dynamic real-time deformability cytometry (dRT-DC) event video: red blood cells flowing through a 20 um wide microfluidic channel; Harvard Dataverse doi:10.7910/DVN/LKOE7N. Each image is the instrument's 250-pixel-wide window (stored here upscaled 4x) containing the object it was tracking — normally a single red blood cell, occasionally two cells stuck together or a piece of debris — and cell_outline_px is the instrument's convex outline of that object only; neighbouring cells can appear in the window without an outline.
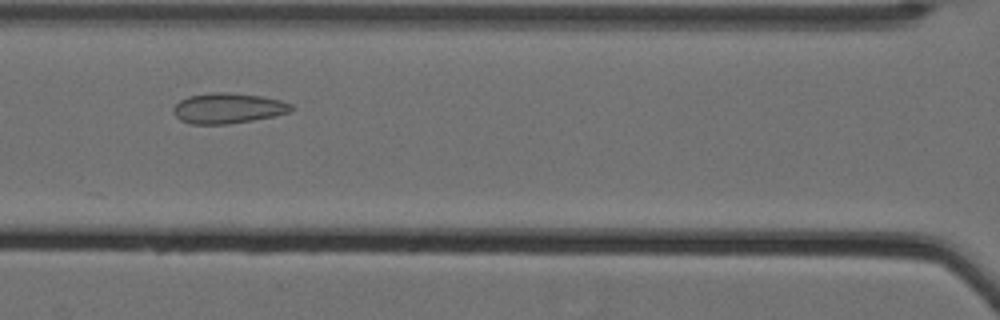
{"species": "Egyptian fruit bat (a non-hibernating species)", "species_latin": "Rousettus aegyptiacus", "temperature_condition": "cold", "stored_images_in_passage": 30, "camera_frame_rate_fps": 3000, "um_per_image_px": 0.085, "animal": {"sex": "female"}, "frame": {"image": 1, "passage_image": 19, "time_ms": 6.0, "image_size_px": [1000, 320], "cell_outline_px": [[296, 108], [292, 112], [276, 116], [228, 124], [192, 124], [180, 120], [176, 116], [172, 108], [180, 100], [188, 96], [212, 92], [228, 92], [264, 96], [280, 100], [292, 104]], "centroid_in_image_um": [19.43, 9.19], "position_along_channel_um": 147.2, "area_um2": 21.15}}
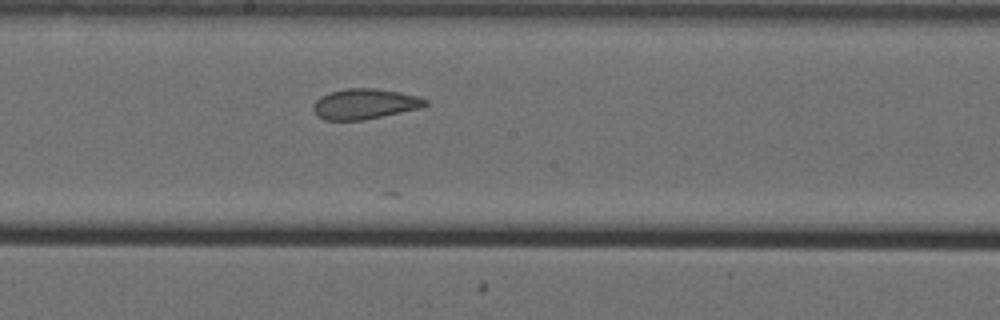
{"frame": {"image": 2, "passage_image": 25, "time_ms": 8.0, "image_size_px": [1000, 320], "cell_outline_px": [[428, 104], [420, 108], [364, 120], [324, 120], [316, 116], [312, 108], [312, 104], [320, 96], [328, 92], [348, 88], [372, 88], [400, 92], [420, 96], [428, 100]], "centroid_in_image_um": [30.97, 8.83], "position_along_channel_um": 217.2, "area_um2": 20.06}}
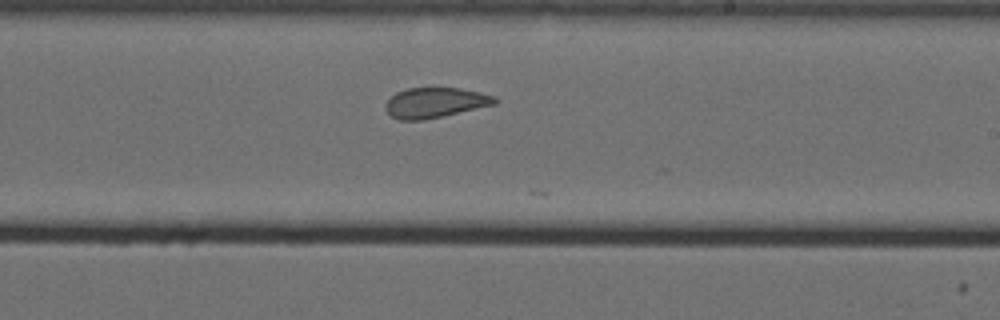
{"frame": {"image": 3, "passage_image": 28, "time_ms": 9.0, "image_size_px": [1000, 320], "cell_outline_px": [[500, 100], [496, 104], [424, 120], [400, 120], [392, 116], [384, 108], [384, 104], [396, 92], [408, 88], [460, 88], [480, 92], [496, 96]], "centroid_in_image_um": [37.01, 8.72], "position_along_channel_um": 252.0, "area_um2": 19.25}}